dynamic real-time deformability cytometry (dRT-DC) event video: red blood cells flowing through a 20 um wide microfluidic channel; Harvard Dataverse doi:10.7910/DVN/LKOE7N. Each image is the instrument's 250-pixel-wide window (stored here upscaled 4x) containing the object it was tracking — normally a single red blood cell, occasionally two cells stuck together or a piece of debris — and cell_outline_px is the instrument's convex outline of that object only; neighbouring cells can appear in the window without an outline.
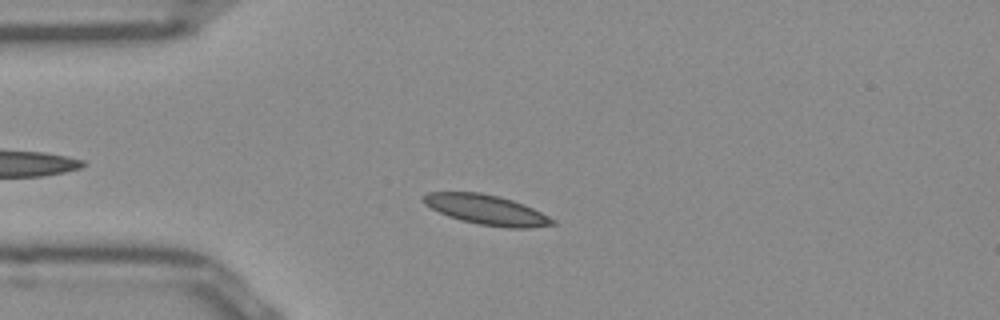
{"species": "Egyptian fruit bat (a non-hibernating species)", "species_latin": "Rousettus aegyptiacus", "temperature_condition": "room temperature", "stored_images_in_passage": 48, "camera_frame_rate_fps": 3000, "um_per_image_px": 0.085, "frame": {"image": 1, "passage_image": 9, "time_ms": 2.667, "image_size_px": [1000, 320], "cell_outline_px": [[556, 224], [528, 228], [508, 228], [476, 224], [460, 220], [448, 216], [424, 204], [420, 200], [420, 196], [428, 192], [480, 192], [500, 196], [524, 204], [556, 220]], "centroid_in_image_um": [41.32, 17.83], "position_along_channel_um": 43.7, "area_um2": 22.66}}
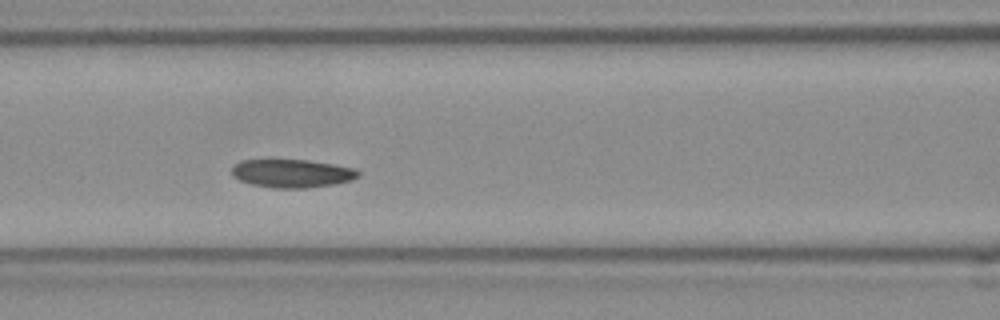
{"frame": {"image": 2, "passage_image": 18, "time_ms": 5.667, "image_size_px": [1000, 320], "cell_outline_px": [[360, 176], [352, 180], [332, 184], [308, 188], [272, 188], [252, 184], [240, 180], [232, 176], [232, 168], [240, 160], [308, 160], [356, 168], [360, 172]], "centroid_in_image_um": [24.84, 14.74], "position_along_channel_um": 141.8, "area_um2": 20.81}}
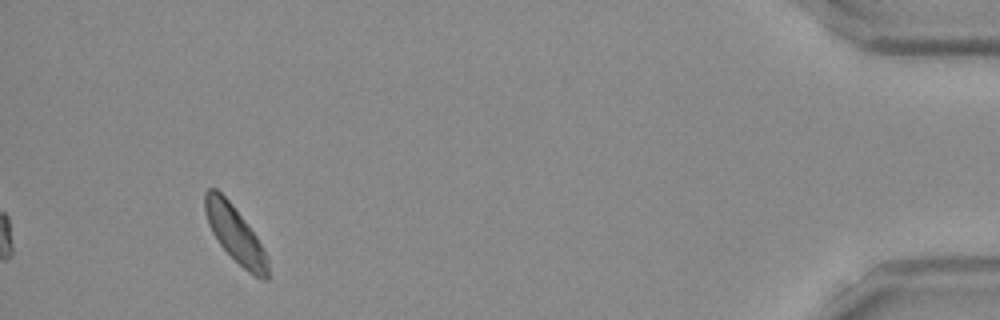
{"frame": {"image": 3, "passage_image": 45, "time_ms": 14.667, "image_size_px": [1000, 320], "cell_outline_px": [[268, 280], [264, 280], [248, 272], [220, 244], [212, 232], [208, 224], [204, 208], [204, 192], [208, 188], [216, 188], [228, 200], [244, 220], [256, 236], [268, 260]], "centroid_in_image_um": [19.96, 19.88], "position_along_channel_um": 415.2, "area_um2": 20.06}, "authors_computed_cell_mechanics": {"area_um2": 20.9814, "velocity_mm_per_s": 3.8528, "shape_relaxation_time_tau1_ms": null, "shape_relaxation_time_tau2_ms": 9.5203, "deformation_change_tau1": null, "deformation_change_tau2": 0.1279}}